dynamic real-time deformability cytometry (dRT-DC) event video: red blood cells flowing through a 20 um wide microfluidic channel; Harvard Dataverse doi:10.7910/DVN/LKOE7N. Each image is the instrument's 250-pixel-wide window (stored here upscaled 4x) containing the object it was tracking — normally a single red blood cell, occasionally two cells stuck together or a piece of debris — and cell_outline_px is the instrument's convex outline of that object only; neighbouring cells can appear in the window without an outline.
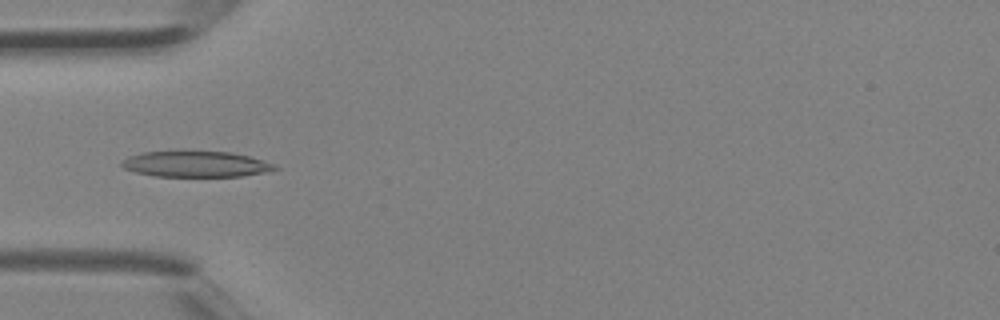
{"species": "Egyptian fruit bat (a non-hibernating species)", "species_latin": "Rousettus aegyptiacus", "temperature_condition": "room temperature", "stored_images_in_passage": 4, "camera_frame_rate_fps": 3000, "um_per_image_px": 0.085, "animal": {"sex": "female"}, "frame": {"image": 1, "passage_image": 4, "time_ms": 1.0, "image_size_px": [1000, 320], "cell_outline_px": [[280, 168], [268, 172], [240, 176], [156, 176], [136, 172], [124, 168], [120, 164], [128, 156], [144, 152], [180, 148], [232, 152], [248, 156], [276, 164]], "centroid_in_image_um": [16.65, 13.9], "position_along_channel_um": 68.4, "area_um2": 24.04}}